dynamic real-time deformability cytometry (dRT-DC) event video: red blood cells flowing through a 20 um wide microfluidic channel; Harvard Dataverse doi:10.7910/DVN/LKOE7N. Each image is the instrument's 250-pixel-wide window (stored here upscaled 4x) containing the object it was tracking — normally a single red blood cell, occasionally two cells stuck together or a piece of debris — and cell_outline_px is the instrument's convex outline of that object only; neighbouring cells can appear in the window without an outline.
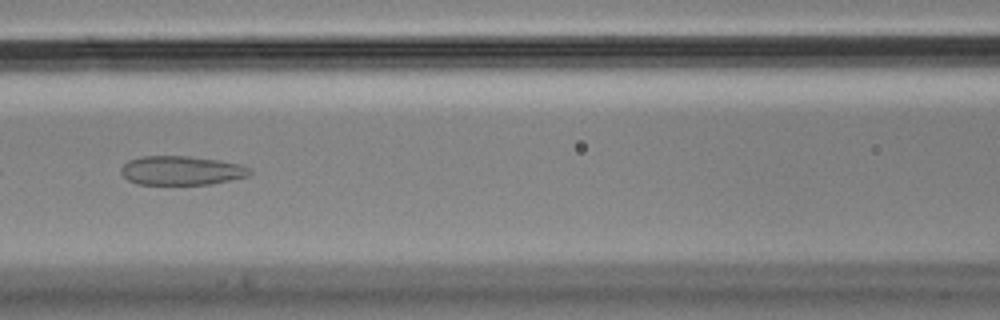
{"species": "Egyptian fruit bat (a non-hibernating species)", "species_latin": "Rousettus aegyptiacus", "temperature_condition": "cold", "stored_images_in_passage": 24, "camera_frame_rate_fps": 3000, "um_per_image_px": 0.085, "animal": {"sex": "male"}, "frame": {"image": 1, "passage_image": 8, "time_ms": 2.333, "image_size_px": [1000, 320], "cell_outline_px": [[252, 172], [248, 176], [208, 184], [136, 184], [128, 180], [120, 172], [120, 168], [128, 160], [140, 156], [188, 156], [216, 160], [240, 164], [252, 168]], "centroid_in_image_um": [15.39, 14.49], "position_along_channel_um": 151.2, "area_um2": 21.73}}
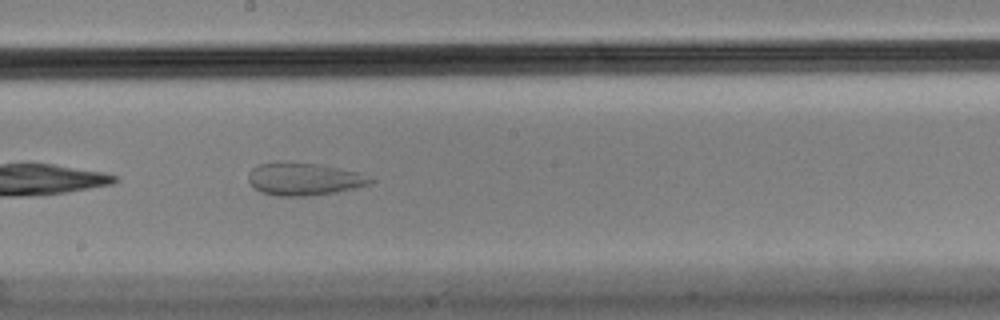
{"frame": {"image": 2, "passage_image": 14, "time_ms": 4.333, "image_size_px": [1000, 320], "cell_outline_px": [[372, 180], [368, 184], [336, 192], [308, 196], [276, 196], [264, 192], [256, 188], [248, 180], [248, 172], [252, 168], [260, 164], [288, 160], [316, 164], [360, 172]], "centroid_in_image_um": [25.78, 15.2], "position_along_channel_um": 222.4, "area_um2": 23.0}}